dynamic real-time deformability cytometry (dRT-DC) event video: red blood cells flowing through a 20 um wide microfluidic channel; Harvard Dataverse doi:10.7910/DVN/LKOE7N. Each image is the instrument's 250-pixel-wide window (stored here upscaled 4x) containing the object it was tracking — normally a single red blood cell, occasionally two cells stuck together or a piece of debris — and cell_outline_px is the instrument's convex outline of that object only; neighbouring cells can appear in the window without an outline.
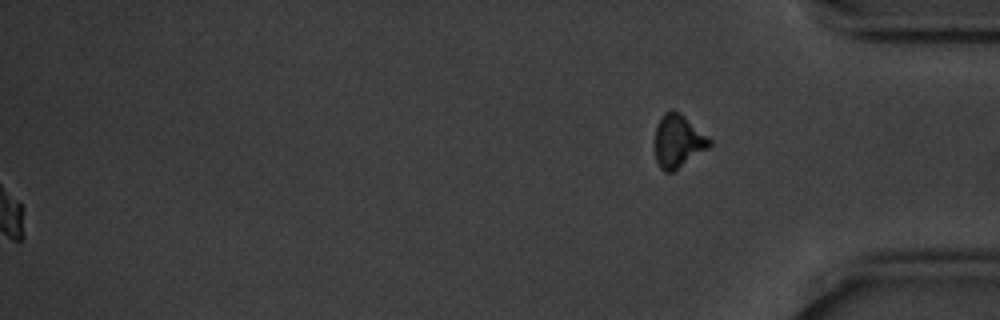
{"species": "common noctule bat (a hibernating species)", "species_latin": "Nyctalus noctula", "temperature_condition": "cold", "stored_images_in_passage": 58, "segment_of_instrument_passage": [2, 2], "camera_frame_rate_fps": 3000, "um_per_image_px": 0.085, "animal": {"sex": "male", "body_mass_g": 20.1, "forearm_length_mm": 53.5}, "frame": {"image": 1, "passage_image": 58, "time_ms": 19.0, "image_size_px": [1000, 320], "cell_outline_px": [[712, 144], [708, 148], [672, 172], [664, 172], [660, 168], [656, 160], [656, 128], [664, 112], [672, 108], [680, 112], [708, 136], [712, 140]], "centroid_in_image_um": [57.65, 11.97], "position_along_channel_um": 377.5, "area_um2": 16.7}}